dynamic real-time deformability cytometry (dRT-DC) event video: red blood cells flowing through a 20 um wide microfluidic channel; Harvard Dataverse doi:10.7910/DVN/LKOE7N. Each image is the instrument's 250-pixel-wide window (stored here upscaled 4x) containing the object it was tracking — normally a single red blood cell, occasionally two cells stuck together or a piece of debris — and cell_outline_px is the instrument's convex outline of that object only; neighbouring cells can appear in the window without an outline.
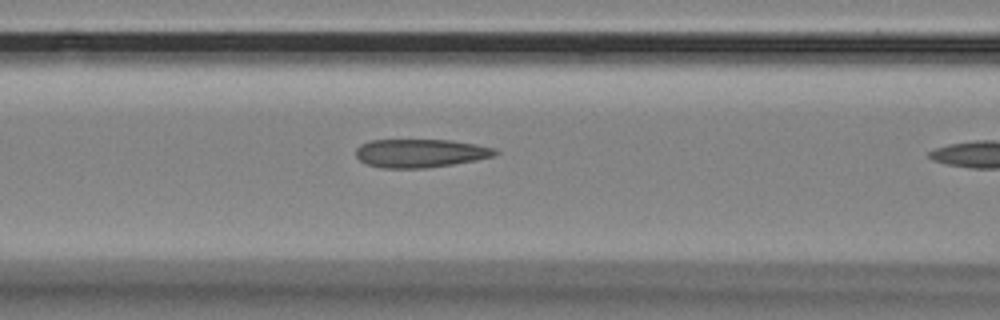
{"species": "Egyptian fruit bat (a non-hibernating species)", "species_latin": "Rousettus aegyptiacus", "temperature_condition": "room temperature", "stored_images_in_passage": 20, "camera_frame_rate_fps": 3000, "um_per_image_px": 0.085, "animal": {"sex": "female"}, "frame": {"image": 1, "passage_image": 15, "time_ms": 4.667, "image_size_px": [1000, 320], "cell_outline_px": [[500, 152], [492, 156], [476, 160], [428, 168], [380, 168], [368, 164], [360, 160], [356, 156], [356, 148], [360, 144], [368, 140], [452, 140], [476, 144], [492, 148]], "centroid_in_image_um": [35.7, 13.02], "position_along_channel_um": 130.9, "area_um2": 23.06}}